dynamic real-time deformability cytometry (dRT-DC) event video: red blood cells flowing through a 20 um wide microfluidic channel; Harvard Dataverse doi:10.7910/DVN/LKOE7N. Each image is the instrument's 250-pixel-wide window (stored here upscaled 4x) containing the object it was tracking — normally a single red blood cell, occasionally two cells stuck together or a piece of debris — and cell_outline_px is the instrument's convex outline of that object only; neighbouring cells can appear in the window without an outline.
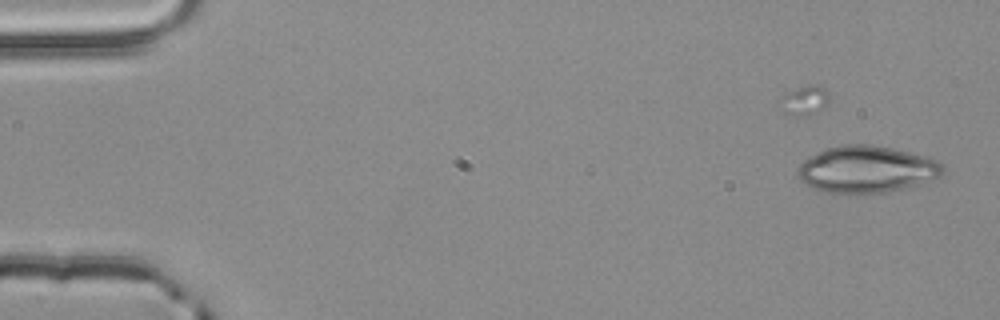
{"species": "common noctule bat (a hibernating species)", "species_latin": "Nyctalus noctula", "temperature_condition": "room temperature", "stored_images_in_passage": 3, "camera_frame_rate_fps": 3000, "um_per_image_px": 0.085, "animal": {"sex": "male", "body_mass_g": 20.4}, "frame": {"image": 1, "passage_image": 3, "time_ms": 0.667, "image_size_px": [1000, 320], "cell_outline_px": [[944, 172], [940, 176], [920, 184], [888, 192], [856, 196], [824, 192], [812, 188], [804, 184], [800, 180], [800, 164], [804, 160], [828, 148], [844, 144], [872, 144], [892, 148], [924, 156], [936, 160], [944, 164]], "centroid_in_image_um": [73.68, 14.43], "position_along_channel_um": 11.3, "area_um2": 40.0}}